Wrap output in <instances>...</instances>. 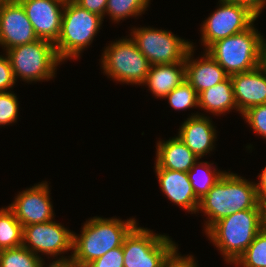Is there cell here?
<instances>
[{"label":"cell","mask_w":266,"mask_h":267,"mask_svg":"<svg viewBox=\"0 0 266 267\" xmlns=\"http://www.w3.org/2000/svg\"><path fill=\"white\" fill-rule=\"evenodd\" d=\"M261 66L266 71V39L264 40L263 47H262Z\"/></svg>","instance_id":"8d00e7d4"},{"label":"cell","mask_w":266,"mask_h":267,"mask_svg":"<svg viewBox=\"0 0 266 267\" xmlns=\"http://www.w3.org/2000/svg\"><path fill=\"white\" fill-rule=\"evenodd\" d=\"M213 43L206 51L231 76L261 65L264 36L254 27Z\"/></svg>","instance_id":"5b68a950"},{"label":"cell","mask_w":266,"mask_h":267,"mask_svg":"<svg viewBox=\"0 0 266 267\" xmlns=\"http://www.w3.org/2000/svg\"><path fill=\"white\" fill-rule=\"evenodd\" d=\"M137 224L135 218H89L82 225L81 234L73 233L70 261L75 267H86L108 251L122 246L124 238Z\"/></svg>","instance_id":"7a4b0ae2"},{"label":"cell","mask_w":266,"mask_h":267,"mask_svg":"<svg viewBox=\"0 0 266 267\" xmlns=\"http://www.w3.org/2000/svg\"><path fill=\"white\" fill-rule=\"evenodd\" d=\"M234 267H266V226L233 264Z\"/></svg>","instance_id":"484cf974"},{"label":"cell","mask_w":266,"mask_h":267,"mask_svg":"<svg viewBox=\"0 0 266 267\" xmlns=\"http://www.w3.org/2000/svg\"><path fill=\"white\" fill-rule=\"evenodd\" d=\"M214 163L201 161L200 158L187 172L192 189L196 197L200 200L217 183L226 171L214 167ZM213 165V166H212ZM217 169V170H216Z\"/></svg>","instance_id":"7402d4cb"},{"label":"cell","mask_w":266,"mask_h":267,"mask_svg":"<svg viewBox=\"0 0 266 267\" xmlns=\"http://www.w3.org/2000/svg\"><path fill=\"white\" fill-rule=\"evenodd\" d=\"M245 123H248L250 129L257 135L266 139V104L256 105L247 109L242 114Z\"/></svg>","instance_id":"f1b7e54d"},{"label":"cell","mask_w":266,"mask_h":267,"mask_svg":"<svg viewBox=\"0 0 266 267\" xmlns=\"http://www.w3.org/2000/svg\"><path fill=\"white\" fill-rule=\"evenodd\" d=\"M238 113L261 104H266V71L257 68L230 76Z\"/></svg>","instance_id":"2e32d148"},{"label":"cell","mask_w":266,"mask_h":267,"mask_svg":"<svg viewBox=\"0 0 266 267\" xmlns=\"http://www.w3.org/2000/svg\"><path fill=\"white\" fill-rule=\"evenodd\" d=\"M108 0H75L82 8L91 13H95L105 19V10Z\"/></svg>","instance_id":"d6a6232c"},{"label":"cell","mask_w":266,"mask_h":267,"mask_svg":"<svg viewBox=\"0 0 266 267\" xmlns=\"http://www.w3.org/2000/svg\"><path fill=\"white\" fill-rule=\"evenodd\" d=\"M6 54L16 82L19 78L29 84L48 82L56 77L57 67L62 64L55 45L42 39L13 47Z\"/></svg>","instance_id":"8992f818"},{"label":"cell","mask_w":266,"mask_h":267,"mask_svg":"<svg viewBox=\"0 0 266 267\" xmlns=\"http://www.w3.org/2000/svg\"><path fill=\"white\" fill-rule=\"evenodd\" d=\"M259 183H255L256 191L259 200L266 205V166L262 169L261 173L257 176Z\"/></svg>","instance_id":"e575fe53"},{"label":"cell","mask_w":266,"mask_h":267,"mask_svg":"<svg viewBox=\"0 0 266 267\" xmlns=\"http://www.w3.org/2000/svg\"><path fill=\"white\" fill-rule=\"evenodd\" d=\"M49 189L47 181L39 182L19 191L14 201L8 205L23 227L55 219Z\"/></svg>","instance_id":"7c38bea8"},{"label":"cell","mask_w":266,"mask_h":267,"mask_svg":"<svg viewBox=\"0 0 266 267\" xmlns=\"http://www.w3.org/2000/svg\"><path fill=\"white\" fill-rule=\"evenodd\" d=\"M86 267H124L122 246L108 251L100 258L89 263Z\"/></svg>","instance_id":"f546056e"},{"label":"cell","mask_w":266,"mask_h":267,"mask_svg":"<svg viewBox=\"0 0 266 267\" xmlns=\"http://www.w3.org/2000/svg\"><path fill=\"white\" fill-rule=\"evenodd\" d=\"M19 101L14 91L0 92V126L17 122Z\"/></svg>","instance_id":"83f0119b"},{"label":"cell","mask_w":266,"mask_h":267,"mask_svg":"<svg viewBox=\"0 0 266 267\" xmlns=\"http://www.w3.org/2000/svg\"><path fill=\"white\" fill-rule=\"evenodd\" d=\"M127 37L106 45L102 50L100 67L110 80L142 86L151 65L131 37Z\"/></svg>","instance_id":"ba28073f"},{"label":"cell","mask_w":266,"mask_h":267,"mask_svg":"<svg viewBox=\"0 0 266 267\" xmlns=\"http://www.w3.org/2000/svg\"><path fill=\"white\" fill-rule=\"evenodd\" d=\"M73 233L54 220L27 225L23 227V246L38 257L44 254L53 261H70L72 255L62 254L73 250Z\"/></svg>","instance_id":"8fae6325"},{"label":"cell","mask_w":266,"mask_h":267,"mask_svg":"<svg viewBox=\"0 0 266 267\" xmlns=\"http://www.w3.org/2000/svg\"><path fill=\"white\" fill-rule=\"evenodd\" d=\"M246 209H266V205L259 200L255 182L228 170L199 200L197 213L207 216L206 232L220 219Z\"/></svg>","instance_id":"6da1fadb"},{"label":"cell","mask_w":266,"mask_h":267,"mask_svg":"<svg viewBox=\"0 0 266 267\" xmlns=\"http://www.w3.org/2000/svg\"><path fill=\"white\" fill-rule=\"evenodd\" d=\"M23 245V226L8 207L0 208V250Z\"/></svg>","instance_id":"603a6c76"},{"label":"cell","mask_w":266,"mask_h":267,"mask_svg":"<svg viewBox=\"0 0 266 267\" xmlns=\"http://www.w3.org/2000/svg\"><path fill=\"white\" fill-rule=\"evenodd\" d=\"M185 80V61L150 66L143 86L153 96L164 98Z\"/></svg>","instance_id":"ffe728a7"},{"label":"cell","mask_w":266,"mask_h":267,"mask_svg":"<svg viewBox=\"0 0 266 267\" xmlns=\"http://www.w3.org/2000/svg\"><path fill=\"white\" fill-rule=\"evenodd\" d=\"M266 226V209H246L224 217L206 232L225 263L233 265Z\"/></svg>","instance_id":"3957f363"},{"label":"cell","mask_w":266,"mask_h":267,"mask_svg":"<svg viewBox=\"0 0 266 267\" xmlns=\"http://www.w3.org/2000/svg\"><path fill=\"white\" fill-rule=\"evenodd\" d=\"M4 54L0 55V92L11 91L16 84L10 60Z\"/></svg>","instance_id":"4dcf8cb0"},{"label":"cell","mask_w":266,"mask_h":267,"mask_svg":"<svg viewBox=\"0 0 266 267\" xmlns=\"http://www.w3.org/2000/svg\"><path fill=\"white\" fill-rule=\"evenodd\" d=\"M103 21L101 16L82 8L75 1L65 3L61 32L54 44L59 59L62 62L79 59L100 32Z\"/></svg>","instance_id":"277c9868"},{"label":"cell","mask_w":266,"mask_h":267,"mask_svg":"<svg viewBox=\"0 0 266 267\" xmlns=\"http://www.w3.org/2000/svg\"><path fill=\"white\" fill-rule=\"evenodd\" d=\"M198 106L201 111L212 113L214 116L225 115L227 112H232L231 110L238 112L231 77L228 76L224 81L200 92Z\"/></svg>","instance_id":"44dd1931"},{"label":"cell","mask_w":266,"mask_h":267,"mask_svg":"<svg viewBox=\"0 0 266 267\" xmlns=\"http://www.w3.org/2000/svg\"><path fill=\"white\" fill-rule=\"evenodd\" d=\"M156 144L154 168L188 172L199 159L178 136Z\"/></svg>","instance_id":"d6986e66"},{"label":"cell","mask_w":266,"mask_h":267,"mask_svg":"<svg viewBox=\"0 0 266 267\" xmlns=\"http://www.w3.org/2000/svg\"><path fill=\"white\" fill-rule=\"evenodd\" d=\"M44 258L38 257L23 245L0 250V267H44Z\"/></svg>","instance_id":"d4e9b609"},{"label":"cell","mask_w":266,"mask_h":267,"mask_svg":"<svg viewBox=\"0 0 266 267\" xmlns=\"http://www.w3.org/2000/svg\"><path fill=\"white\" fill-rule=\"evenodd\" d=\"M154 171L164 196L186 212L197 214L199 199L193 192L188 173L164 168Z\"/></svg>","instance_id":"e0dca14e"},{"label":"cell","mask_w":266,"mask_h":267,"mask_svg":"<svg viewBox=\"0 0 266 267\" xmlns=\"http://www.w3.org/2000/svg\"><path fill=\"white\" fill-rule=\"evenodd\" d=\"M61 1L67 3V2H71V1H75V0H61Z\"/></svg>","instance_id":"74e56055"},{"label":"cell","mask_w":266,"mask_h":267,"mask_svg":"<svg viewBox=\"0 0 266 267\" xmlns=\"http://www.w3.org/2000/svg\"><path fill=\"white\" fill-rule=\"evenodd\" d=\"M177 251L163 267H199L193 255H181Z\"/></svg>","instance_id":"1f68e13d"},{"label":"cell","mask_w":266,"mask_h":267,"mask_svg":"<svg viewBox=\"0 0 266 267\" xmlns=\"http://www.w3.org/2000/svg\"><path fill=\"white\" fill-rule=\"evenodd\" d=\"M38 40L24 7L18 0H4L0 6V47L7 50Z\"/></svg>","instance_id":"4fadbf2b"},{"label":"cell","mask_w":266,"mask_h":267,"mask_svg":"<svg viewBox=\"0 0 266 267\" xmlns=\"http://www.w3.org/2000/svg\"><path fill=\"white\" fill-rule=\"evenodd\" d=\"M212 119L203 113H192L185 120L177 136L185 143V145L200 159L211 154L215 149V141H217V130Z\"/></svg>","instance_id":"9a60e30c"},{"label":"cell","mask_w":266,"mask_h":267,"mask_svg":"<svg viewBox=\"0 0 266 267\" xmlns=\"http://www.w3.org/2000/svg\"><path fill=\"white\" fill-rule=\"evenodd\" d=\"M178 244L166 234L138 226L124 238V267H163L179 250Z\"/></svg>","instance_id":"52a82bcc"},{"label":"cell","mask_w":266,"mask_h":267,"mask_svg":"<svg viewBox=\"0 0 266 267\" xmlns=\"http://www.w3.org/2000/svg\"><path fill=\"white\" fill-rule=\"evenodd\" d=\"M193 43L185 59V79L199 94L224 81L229 75L207 51L200 58L198 56L194 59V51L197 49H194Z\"/></svg>","instance_id":"ac0fdd59"},{"label":"cell","mask_w":266,"mask_h":267,"mask_svg":"<svg viewBox=\"0 0 266 267\" xmlns=\"http://www.w3.org/2000/svg\"><path fill=\"white\" fill-rule=\"evenodd\" d=\"M131 28V39L151 66L185 61L188 51L192 48L190 40L181 39L170 30L150 26Z\"/></svg>","instance_id":"9c48e42d"},{"label":"cell","mask_w":266,"mask_h":267,"mask_svg":"<svg viewBox=\"0 0 266 267\" xmlns=\"http://www.w3.org/2000/svg\"><path fill=\"white\" fill-rule=\"evenodd\" d=\"M25 9L38 39L56 43L61 32L65 2L61 0H18Z\"/></svg>","instance_id":"5bb4252c"},{"label":"cell","mask_w":266,"mask_h":267,"mask_svg":"<svg viewBox=\"0 0 266 267\" xmlns=\"http://www.w3.org/2000/svg\"><path fill=\"white\" fill-rule=\"evenodd\" d=\"M44 267H75L71 261H52Z\"/></svg>","instance_id":"d590c367"},{"label":"cell","mask_w":266,"mask_h":267,"mask_svg":"<svg viewBox=\"0 0 266 267\" xmlns=\"http://www.w3.org/2000/svg\"><path fill=\"white\" fill-rule=\"evenodd\" d=\"M239 4L243 7H246L252 14L257 18L260 17V14L266 8V0H230ZM259 16V17H258Z\"/></svg>","instance_id":"836d02e7"},{"label":"cell","mask_w":266,"mask_h":267,"mask_svg":"<svg viewBox=\"0 0 266 267\" xmlns=\"http://www.w3.org/2000/svg\"><path fill=\"white\" fill-rule=\"evenodd\" d=\"M151 0H108L105 16L116 24L129 17H138L147 11Z\"/></svg>","instance_id":"cb8c5ba5"},{"label":"cell","mask_w":266,"mask_h":267,"mask_svg":"<svg viewBox=\"0 0 266 267\" xmlns=\"http://www.w3.org/2000/svg\"><path fill=\"white\" fill-rule=\"evenodd\" d=\"M165 98L168 100L169 105L176 111L199 107L198 94L186 79L166 95Z\"/></svg>","instance_id":"4316f807"},{"label":"cell","mask_w":266,"mask_h":267,"mask_svg":"<svg viewBox=\"0 0 266 267\" xmlns=\"http://www.w3.org/2000/svg\"><path fill=\"white\" fill-rule=\"evenodd\" d=\"M219 5L200 27L201 44L206 51L213 43L248 29L258 18L246 7L230 0H219Z\"/></svg>","instance_id":"30bf717a"}]
</instances>
